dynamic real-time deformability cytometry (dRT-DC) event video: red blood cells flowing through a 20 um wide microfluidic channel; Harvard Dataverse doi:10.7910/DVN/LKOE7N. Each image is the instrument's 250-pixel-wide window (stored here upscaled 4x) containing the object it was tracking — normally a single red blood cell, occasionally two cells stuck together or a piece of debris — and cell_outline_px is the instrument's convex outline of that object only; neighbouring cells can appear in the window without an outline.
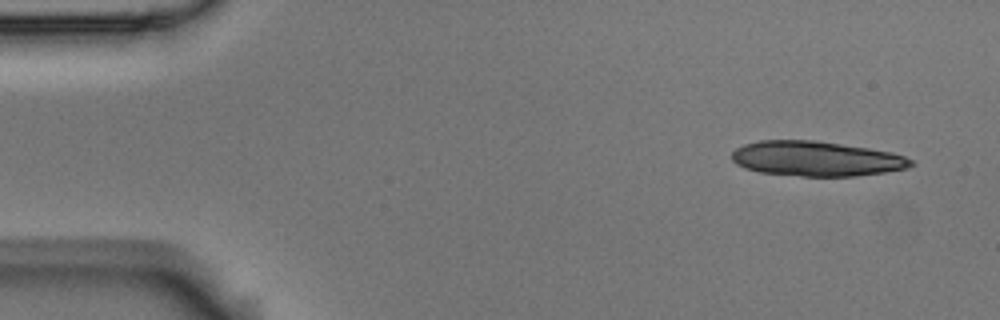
{"species": "Egyptian fruit bat (a non-hibernating species)", "species_latin": "Rousettus aegyptiacus", "temperature_condition": "room temperature", "stored_images_in_passage": 8, "camera_frame_rate_fps": 3000, "um_per_image_px": 0.085, "animal": {"sex": "male"}, "frame": {"image": 1, "passage_image": 1, "time_ms": 0.0, "image_size_px": [1000, 320], "cell_outline_px": [[916, 164], [908, 168], [884, 172], [856, 176], [800, 176], [760, 172], [744, 168], [736, 164], [732, 160], [732, 152], [736, 148], [744, 144], [760, 140], [812, 140], [868, 148], [892, 152], [904, 156], [912, 160]], "centroid_in_image_um": [69.38, 13.49], "position_along_channel_um": 15.6, "area_um2": 36.47}}
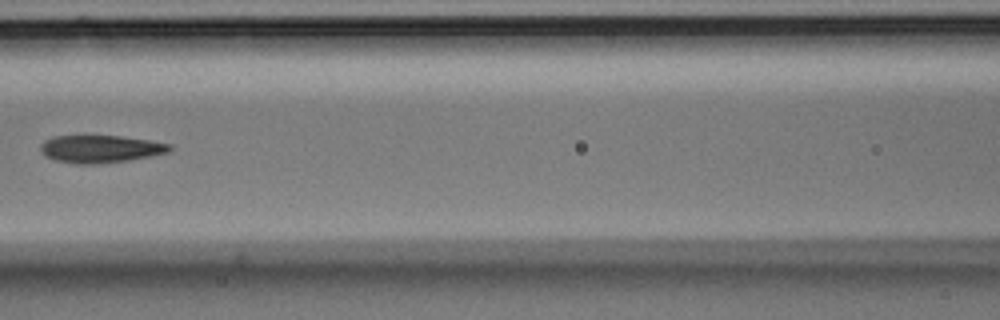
{"frame": {"image": 2, "passage_image": 7, "time_ms": 2.0, "image_size_px": [1000, 320], "cell_outline_px": [[172, 152], [152, 156], [128, 160], [96, 164], [76, 164], [56, 160], [44, 156], [40, 148], [40, 144], [44, 140], [52, 136], [120, 136], [148, 140], [172, 144]], "centroid_in_image_um": [8.55, 12.66], "position_along_channel_um": 158.0, "area_um2": 20.87}}
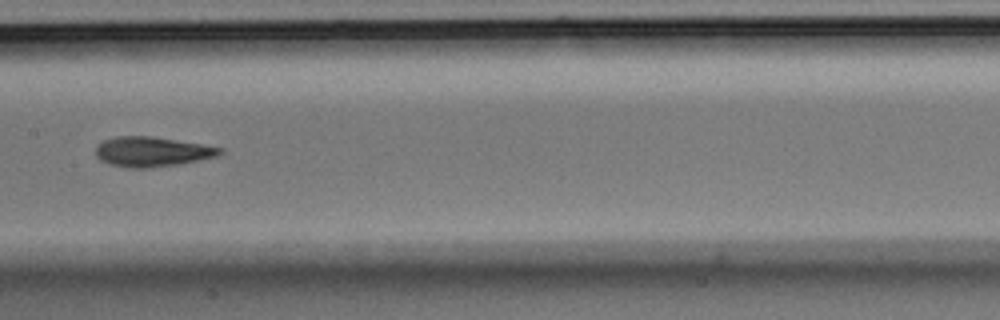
{"frame": {"image": 3, "passage_image": 8, "time_ms": 2.333, "image_size_px": [1000, 320], "cell_outline_px": [[224, 152], [216, 156], [200, 160], [180, 164], [148, 168], [128, 168], [108, 164], [100, 160], [96, 156], [96, 148], [104, 140], [116, 136], [152, 136], [224, 148]], "centroid_in_image_um": [12.92, 12.9], "position_along_channel_um": 194.5, "area_um2": 21.62}}